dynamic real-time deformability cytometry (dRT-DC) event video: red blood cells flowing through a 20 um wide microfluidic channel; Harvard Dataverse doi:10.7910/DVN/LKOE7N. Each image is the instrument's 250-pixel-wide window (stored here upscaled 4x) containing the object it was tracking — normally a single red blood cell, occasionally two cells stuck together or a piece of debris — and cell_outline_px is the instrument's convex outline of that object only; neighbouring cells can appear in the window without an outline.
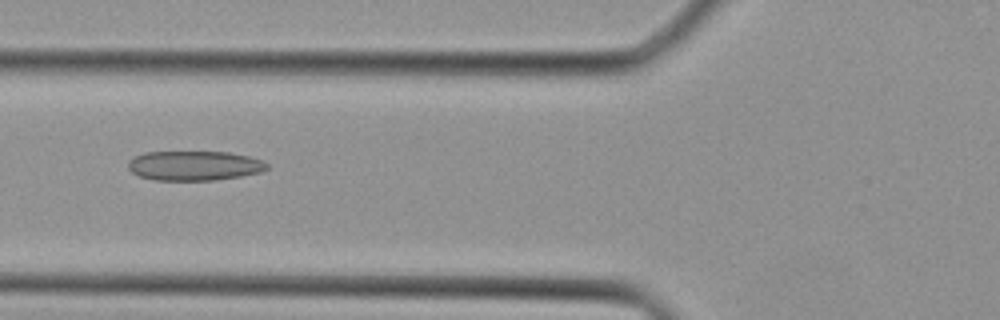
{"species": "Egyptian fruit bat (a non-hibernating species)", "species_latin": "Rousettus aegyptiacus", "temperature_condition": "cold", "stored_images_in_passage": 35, "camera_frame_rate_fps": 3000, "um_per_image_px": 0.085, "animal": {"sex": "female"}, "frame": {"image": 1, "passage_image": 12, "time_ms": 3.667, "image_size_px": [1000, 320], "cell_outline_px": [[268, 168], [260, 172], [240, 176], [216, 180], [156, 180], [140, 176], [132, 172], [128, 168], [128, 160], [144, 152], [228, 152], [248, 156], [264, 160], [268, 164]], "centroid_in_image_um": [16.53, 14.08], "position_along_channel_um": 109.3, "area_um2": 23.93}}
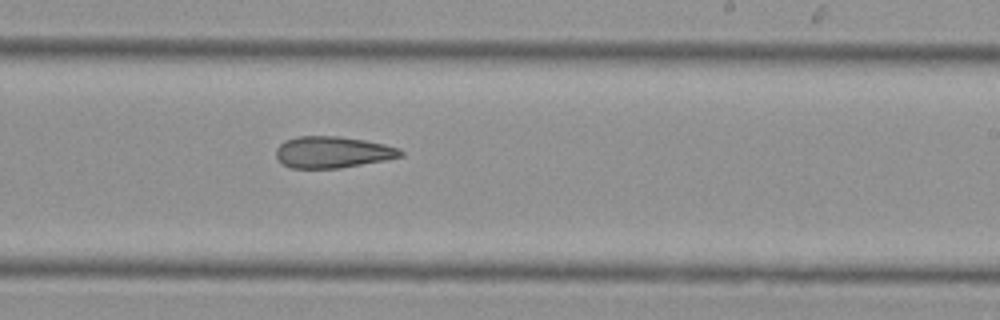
{"frame": {"image": 2, "passage_image": 21, "time_ms": 6.667, "image_size_px": [1000, 320], "cell_outline_px": [[404, 156], [384, 160], [340, 168], [292, 168], [284, 164], [276, 156], [276, 148], [284, 140], [296, 136], [340, 136], [364, 140], [384, 144], [400, 148], [404, 152]], "centroid_in_image_um": [28.28, 12.92], "position_along_channel_um": 260.7, "area_um2": 22.89}}
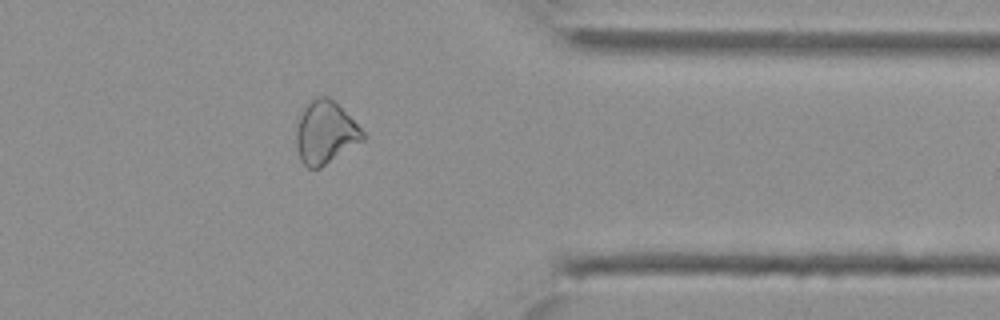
{"frame": {"image": 3, "passage_image": 29, "time_ms": 9.333, "image_size_px": [1000, 320], "cell_outline_px": [[364, 140], [320, 168], [308, 168], [300, 160], [296, 144], [296, 128], [300, 116], [308, 100], [316, 96], [328, 96], [364, 132]], "centroid_in_image_um": [27.62, 11.27], "position_along_channel_um": 383.8, "area_um2": 23.99}}